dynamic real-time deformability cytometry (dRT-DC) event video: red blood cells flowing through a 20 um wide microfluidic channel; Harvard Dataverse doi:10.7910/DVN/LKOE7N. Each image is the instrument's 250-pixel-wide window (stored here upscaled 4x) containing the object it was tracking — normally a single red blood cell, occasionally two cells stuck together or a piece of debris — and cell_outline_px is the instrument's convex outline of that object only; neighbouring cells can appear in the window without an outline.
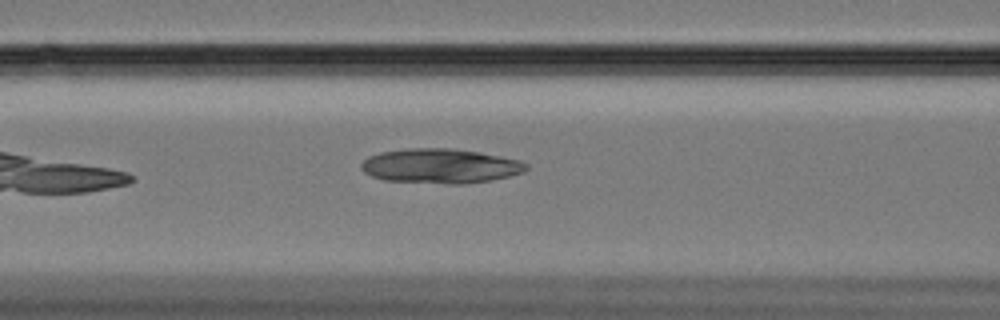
{"species": "Egyptian fruit bat (a non-hibernating species)", "species_latin": "Rousettus aegyptiacus", "temperature_condition": "cold", "stored_images_in_passage": 42, "camera_frame_rate_fps": 3000, "um_per_image_px": 0.085, "animal": {"sex": "female"}, "frame": {"image": 1, "passage_image": 7, "time_ms": 2.0, "image_size_px": [1000, 320], "cell_outline_px": [[528, 168], [524, 172], [508, 176], [488, 180], [460, 184], [452, 184], [384, 180], [372, 176], [364, 172], [360, 164], [368, 156], [380, 152], [408, 148], [452, 148], [480, 152], [520, 160], [528, 164]], "centroid_in_image_um": [37.42, 14.1], "position_along_channel_um": 129.2, "area_um2": 33.18}}
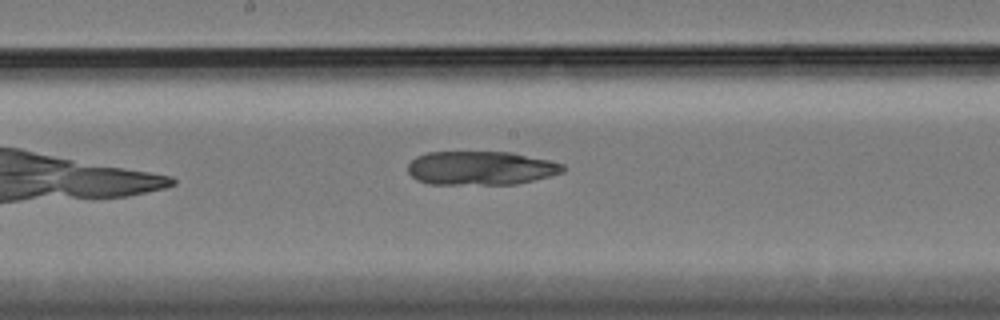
{"frame": {"image": 2, "passage_image": 14, "time_ms": 4.333, "image_size_px": [1000, 320], "cell_outline_px": [[564, 172], [516, 184], [428, 184], [416, 180], [408, 172], [408, 164], [416, 156], [428, 152], [512, 152], [548, 160], [564, 164]], "centroid_in_image_um": [40.83, 14.28], "position_along_channel_um": 207.4, "area_um2": 30.52}}
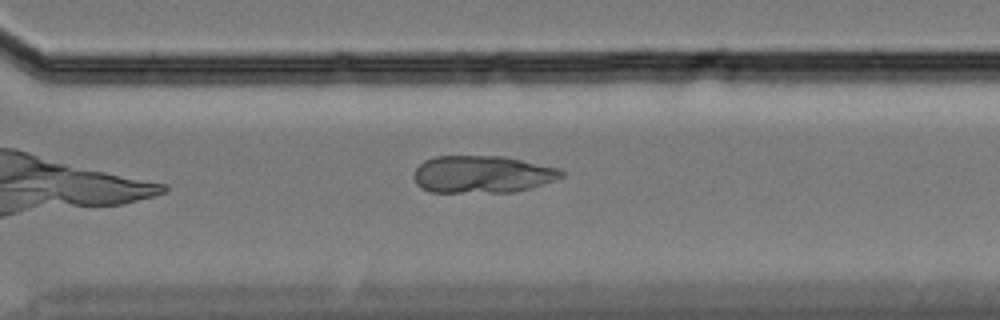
{"frame": {"image": 3, "passage_image": 25, "time_ms": 8.0, "image_size_px": [1000, 320], "cell_outline_px": [[564, 176], [556, 180], [528, 188], [512, 192], [432, 192], [420, 188], [416, 184], [416, 168], [424, 160], [436, 156], [504, 156], [560, 168], [564, 172]], "centroid_in_image_um": [41.02, 14.81], "position_along_channel_um": 329.6, "area_um2": 32.02}}